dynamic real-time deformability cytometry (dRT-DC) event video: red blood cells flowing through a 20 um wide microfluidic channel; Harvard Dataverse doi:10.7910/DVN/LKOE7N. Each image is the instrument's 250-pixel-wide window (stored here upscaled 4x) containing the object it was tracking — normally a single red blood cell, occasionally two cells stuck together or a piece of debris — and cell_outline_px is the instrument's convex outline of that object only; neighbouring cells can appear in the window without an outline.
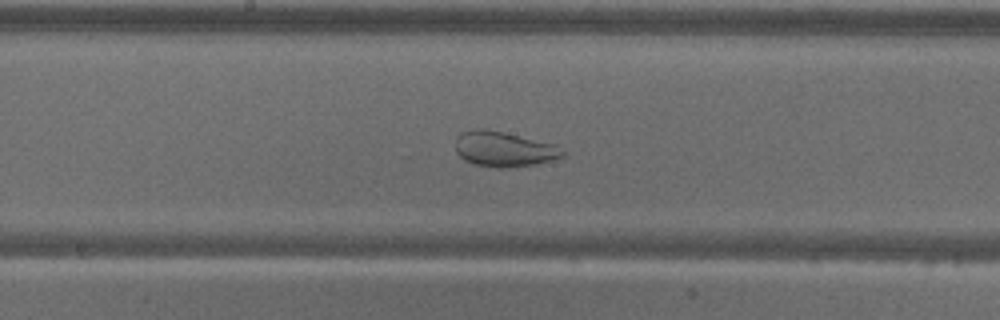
{"species": "common noctule bat (a hibernating species)", "species_latin": "Nyctalus noctula", "temperature_condition": "warm", "stored_images_in_passage": 58, "camera_frame_rate_fps": 3000, "um_per_image_px": 0.085, "animal": {"sex": "male", "body_mass_g": 18.8}, "frame": {"image": 1, "passage_image": 31, "time_ms": 10.0, "image_size_px": [1000, 320], "cell_outline_px": [[564, 156], [536, 164], [500, 168], [472, 164], [464, 160], [456, 152], [456, 136], [460, 132], [476, 128], [484, 128], [504, 132], [552, 144], [564, 152]], "centroid_in_image_um": [42.75, 12.66], "position_along_channel_um": 205.5, "area_um2": 21.73}}
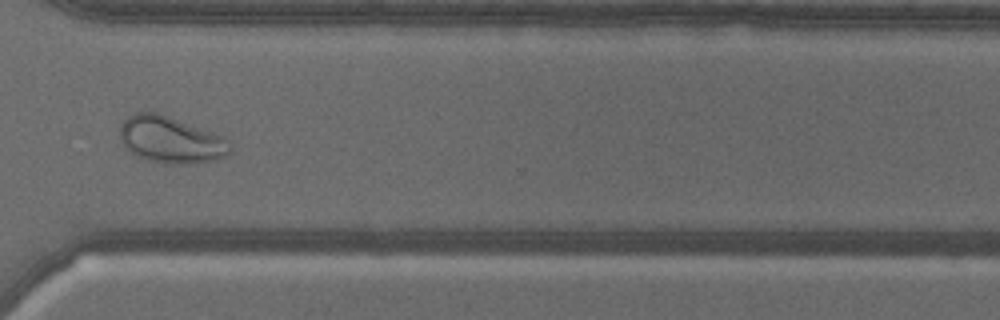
{"frame": {"image": 2, "passage_image": 44, "time_ms": 14.333, "image_size_px": [1000, 320], "cell_outline_px": [[232, 148], [224, 156], [212, 160], [196, 164], [164, 164], [148, 160], [136, 156], [124, 148], [120, 140], [120, 124], [128, 116], [136, 112], [156, 112], [168, 116], [224, 136], [232, 144]], "centroid_in_image_um": [14.49, 11.89], "position_along_channel_um": 356.1, "area_um2": 30.23}}
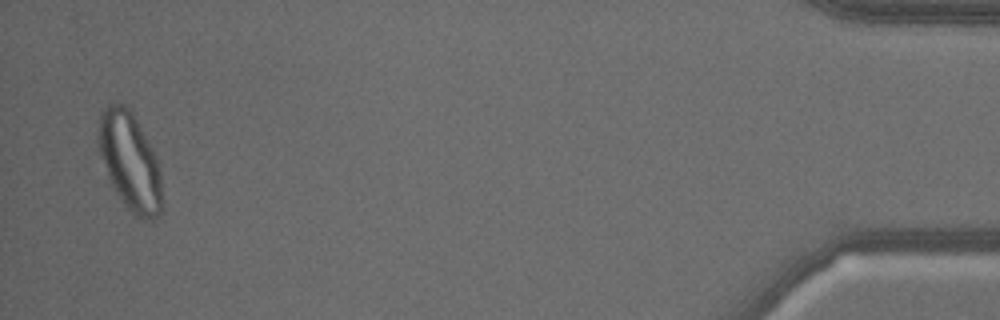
{"frame": {"image": 3, "passage_image": 57, "time_ms": 18.667, "image_size_px": [1000, 320], "cell_outline_px": [[160, 212], [152, 220], [144, 220], [136, 216], [124, 204], [112, 188], [96, 148], [96, 136], [100, 112], [108, 104], [124, 104], [132, 112], [148, 140], [156, 156], [160, 172]], "centroid_in_image_um": [10.97, 13.68], "position_along_channel_um": 424.2, "area_um2": 36.47}}